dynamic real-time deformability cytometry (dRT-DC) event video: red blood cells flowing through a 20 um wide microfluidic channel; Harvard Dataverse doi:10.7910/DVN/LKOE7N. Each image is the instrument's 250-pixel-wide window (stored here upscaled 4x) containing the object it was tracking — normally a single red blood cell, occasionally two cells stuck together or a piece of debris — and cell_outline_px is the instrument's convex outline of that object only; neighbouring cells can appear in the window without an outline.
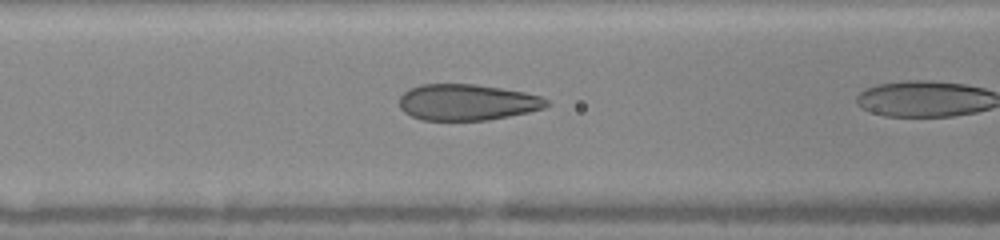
{"species": "human", "species_latin": "Homo sapiens", "temperature_condition": "warm", "stored_images_in_passage": 13, "camera_frame_rate_fps": 3000, "um_per_image_px": 0.085, "donor": {"sex": "female"}, "frame": {"image": 1, "passage_image": 7, "time_ms": 1.667, "image_size_px": [1000, 240], "cell_outline_px": [[552, 104], [544, 108], [528, 112], [488, 120], [420, 120], [404, 112], [400, 108], [400, 96], [408, 88], [420, 84], [476, 84], [524, 92], [540, 96], [548, 100]], "centroid_in_image_um": [39.7, 8.69], "position_along_channel_um": 126.9, "area_um2": 31.15}}